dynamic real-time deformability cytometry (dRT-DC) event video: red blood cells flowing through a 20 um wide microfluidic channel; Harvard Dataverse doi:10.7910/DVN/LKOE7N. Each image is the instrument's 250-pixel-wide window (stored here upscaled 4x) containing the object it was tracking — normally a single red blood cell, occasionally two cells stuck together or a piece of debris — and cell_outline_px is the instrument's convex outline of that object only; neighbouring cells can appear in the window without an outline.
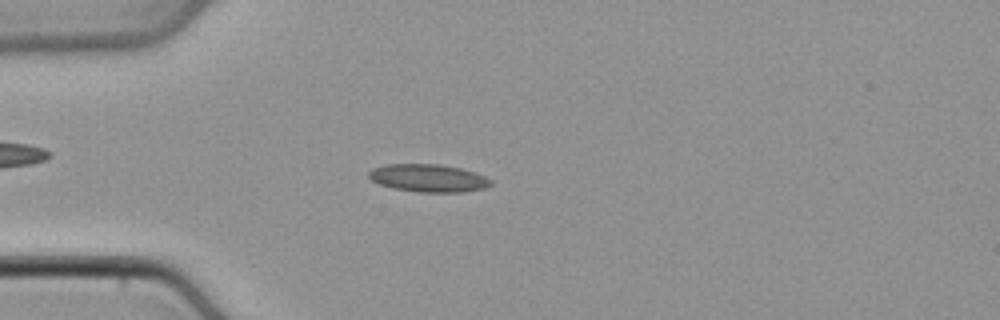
{"species": "common noctule bat (a hibernating species)", "species_latin": "Nyctalus noctula", "temperature_condition": "cold", "stored_images_in_passage": 44, "camera_frame_rate_fps": 3000, "um_per_image_px": 0.085, "animal": {"sex": "male", "body_mass_g": 21.5, "forearm_length_mm": 52.0}, "frame": {"image": 1, "passage_image": 9, "time_ms": 2.667, "image_size_px": [1000, 320], "cell_outline_px": [[492, 184], [484, 188], [460, 192], [420, 192], [392, 188], [380, 184], [372, 180], [368, 176], [368, 172], [372, 168], [384, 164], [440, 164], [460, 168], [476, 172], [492, 180]], "centroid_in_image_um": [36.4, 15.13], "position_along_channel_um": 48.6, "area_um2": 19.77}}
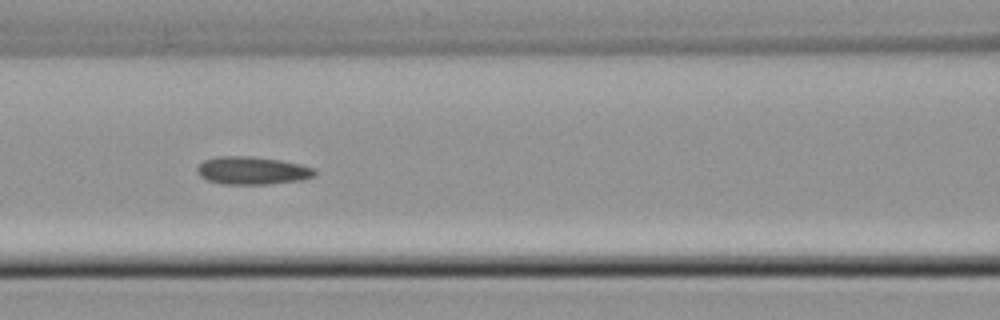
{"frame": {"image": 2, "passage_image": 17, "time_ms": 5.333, "image_size_px": [1000, 320], "cell_outline_px": [[316, 172], [312, 176], [300, 180], [268, 184], [224, 184], [208, 180], [200, 176], [196, 172], [196, 168], [204, 160], [216, 156], [252, 156], [280, 160], [300, 164], [316, 168]], "centroid_in_image_um": [21.42, 14.49], "position_along_channel_um": 145.2, "area_um2": 19.07}}
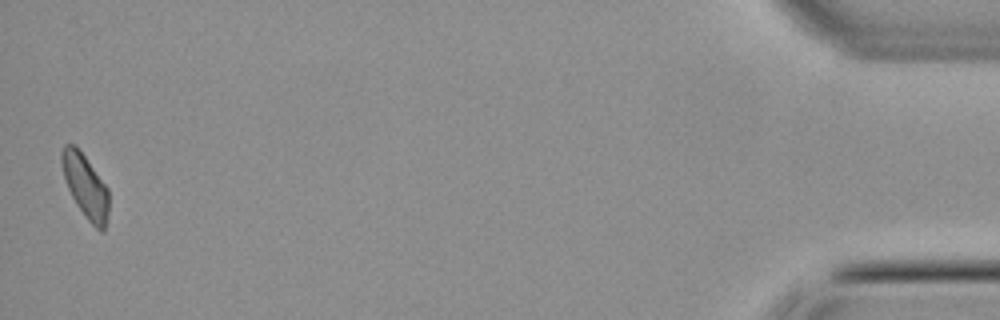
{"frame": {"image": 3, "passage_image": 44, "time_ms": 14.333, "image_size_px": [1000, 320], "cell_outline_px": [[108, 212], [104, 232], [100, 232], [88, 220], [76, 204], [68, 188], [64, 176], [60, 160], [60, 152], [64, 144], [76, 144], [108, 188]], "centroid_in_image_um": [7.25, 15.79], "position_along_channel_um": 428.0, "area_um2": 17.4}}